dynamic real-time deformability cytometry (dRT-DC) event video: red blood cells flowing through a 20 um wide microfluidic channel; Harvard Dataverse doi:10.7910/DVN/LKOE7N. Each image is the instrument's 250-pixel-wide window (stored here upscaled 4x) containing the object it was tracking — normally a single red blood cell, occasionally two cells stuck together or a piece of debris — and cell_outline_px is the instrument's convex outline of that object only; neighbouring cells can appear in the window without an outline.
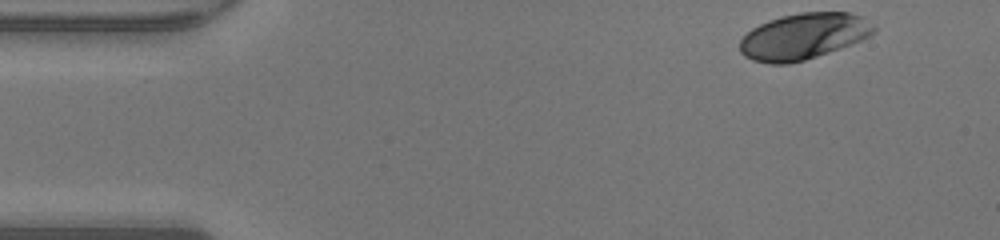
{"species": "human", "species_latin": "Homo sapiens", "temperature_condition": "warm", "stored_images_in_passage": 44, "camera_frame_rate_fps": 3000, "um_per_image_px": 0.085, "donor": {"sex": "male"}, "frame": {"image": 1, "passage_image": 1, "time_ms": 0.0, "image_size_px": [1000, 240], "cell_outline_px": [[876, 32], [860, 40], [828, 52], [804, 60], [788, 64], [772, 64], [752, 60], [744, 56], [740, 52], [740, 40], [752, 28], [768, 20], [780, 16], [800, 12], [848, 12], [860, 16], [876, 28]], "centroid_in_image_um": [68.26, 3.08], "position_along_channel_um": 16.7, "area_um2": 35.72}}
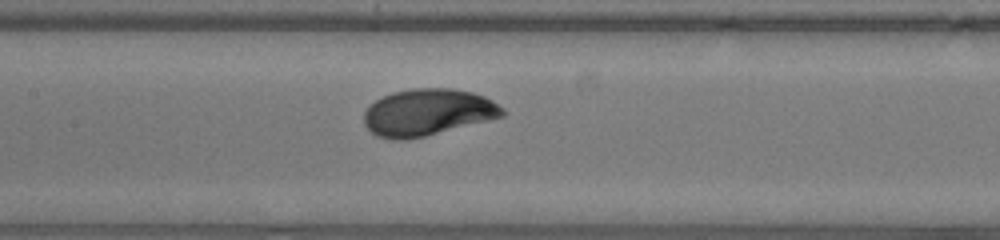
{"frame": {"image": 2, "passage_image": 19, "time_ms": 6.0, "image_size_px": [1000, 240], "cell_outline_px": [[504, 116], [408, 140], [396, 140], [376, 136], [364, 124], [364, 112], [368, 104], [392, 92], [412, 88], [452, 88], [472, 92], [484, 96], [492, 100], [504, 108]], "centroid_in_image_um": [36.33, 9.54], "position_along_channel_um": 171.1, "area_um2": 37.74}}
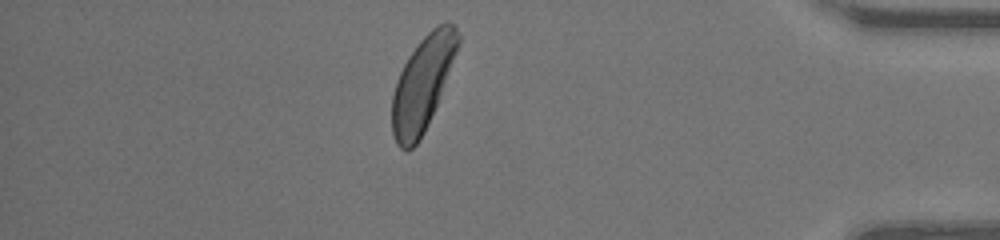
{"frame": {"image": 3, "passage_image": 38, "time_ms": 12.333, "image_size_px": [1000, 240], "cell_outline_px": [[460, 44], [436, 104], [424, 132], [420, 140], [408, 152], [400, 148], [396, 144], [392, 132], [392, 96], [396, 80], [408, 56], [420, 40], [432, 28], [440, 24], [452, 24], [456, 28], [460, 36]], "centroid_in_image_um": [35.89, 7.13], "position_along_channel_um": 399.3, "area_um2": 35.72}, "authors_computed_cell_mechanics": {"area_um2": 36.4429, "velocity_mm_per_s": 4.2878, "shape_relaxation_time_tau1_ms": 1.9391, "shape_relaxation_time_tau2_ms": null, "deformation_change_tau1": 0.1373, "deformation_change_tau2": null}}